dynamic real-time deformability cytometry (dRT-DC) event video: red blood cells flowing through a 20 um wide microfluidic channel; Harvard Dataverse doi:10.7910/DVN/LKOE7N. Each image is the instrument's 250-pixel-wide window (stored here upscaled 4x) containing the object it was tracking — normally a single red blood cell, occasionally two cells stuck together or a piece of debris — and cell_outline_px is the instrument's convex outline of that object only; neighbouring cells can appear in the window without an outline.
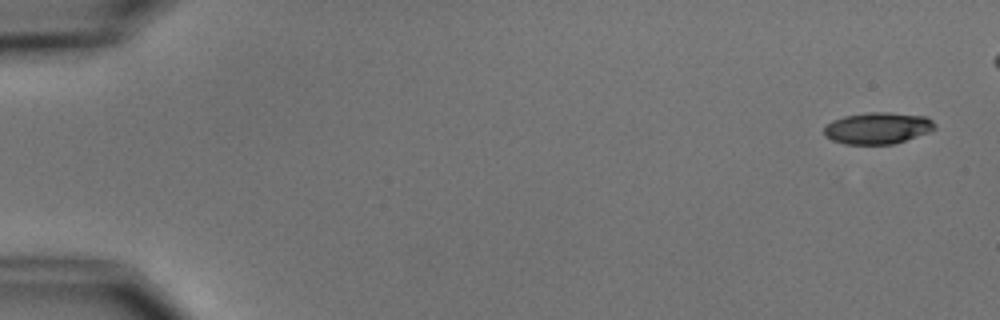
{"species": "common noctule bat (a hibernating species)", "species_latin": "Nyctalus noctula", "temperature_condition": "cold", "stored_images_in_passage": 6, "camera_frame_rate_fps": 3000, "um_per_image_px": 0.085, "animal": {"sex": "male", "body_mass_g": 15.6}, "frame": {"image": 1, "passage_image": 1, "time_ms": 0.0, "image_size_px": [1000, 320], "cell_outline_px": [[936, 128], [928, 132], [892, 144], [844, 144], [832, 140], [824, 136], [824, 128], [832, 120], [844, 116], [868, 112], [888, 112], [928, 116], [936, 124]], "centroid_in_image_um": [74.6, 10.88], "position_along_channel_um": 10.4, "area_um2": 20.4}}